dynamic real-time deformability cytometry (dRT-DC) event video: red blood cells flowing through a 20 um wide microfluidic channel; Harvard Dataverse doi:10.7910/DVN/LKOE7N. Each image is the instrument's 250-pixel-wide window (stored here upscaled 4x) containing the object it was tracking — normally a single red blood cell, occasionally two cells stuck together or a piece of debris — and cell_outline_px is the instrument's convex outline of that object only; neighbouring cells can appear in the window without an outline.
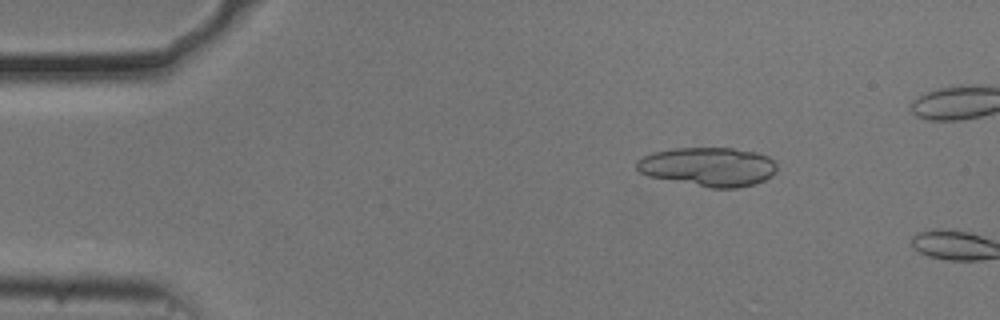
{"species": "common noctule bat (a hibernating species)", "species_latin": "Nyctalus noctula", "temperature_condition": "cold", "stored_images_in_passage": 4, "camera_frame_rate_fps": 3000, "um_per_image_px": 0.085, "animal": {"sex": "male", "body_mass_g": 20.5, "forearm_length_mm": 52.5}, "frame": {"image": 1, "passage_image": 2, "time_ms": 0.333, "image_size_px": [1000, 320], "cell_outline_px": [[776, 172], [772, 176], [756, 184], [736, 188], [712, 188], [648, 176], [640, 172], [636, 168], [636, 160], [652, 152], [676, 148], [732, 148], [756, 152], [768, 156], [776, 164]], "centroid_in_image_um": [60.21, 14.17], "position_along_channel_um": 24.8, "area_um2": 31.91}}